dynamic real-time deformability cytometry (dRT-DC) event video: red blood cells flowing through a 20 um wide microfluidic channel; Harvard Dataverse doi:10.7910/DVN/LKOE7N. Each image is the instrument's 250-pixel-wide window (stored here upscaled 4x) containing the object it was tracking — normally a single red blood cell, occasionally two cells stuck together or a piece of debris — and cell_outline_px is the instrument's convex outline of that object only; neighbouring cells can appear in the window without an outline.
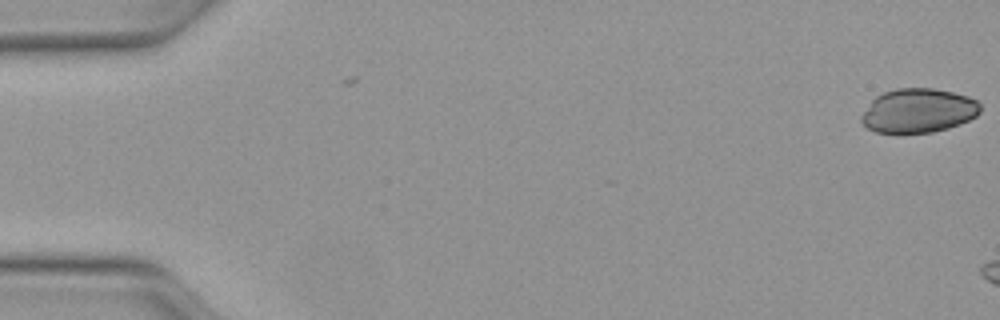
{"species": "Egyptian fruit bat (a non-hibernating species)", "species_latin": "Rousettus aegyptiacus", "temperature_condition": "warm", "stored_images_in_passage": 2, "camera_frame_rate_fps": 3000, "um_per_image_px": 0.085, "animal": {"sex": "female"}, "frame": {"image": 1, "passage_image": 1, "time_ms": 0.0, "image_size_px": [1000, 320], "cell_outline_px": [[980, 112], [976, 116], [960, 124], [948, 128], [932, 132], [900, 136], [896, 136], [876, 132], [868, 128], [860, 120], [860, 116], [872, 100], [876, 96], [884, 92], [896, 88], [932, 88], [952, 92], [968, 96], [976, 100], [980, 104]], "centroid_in_image_um": [78.02, 9.45], "position_along_channel_um": 7.0, "area_um2": 31.27}}